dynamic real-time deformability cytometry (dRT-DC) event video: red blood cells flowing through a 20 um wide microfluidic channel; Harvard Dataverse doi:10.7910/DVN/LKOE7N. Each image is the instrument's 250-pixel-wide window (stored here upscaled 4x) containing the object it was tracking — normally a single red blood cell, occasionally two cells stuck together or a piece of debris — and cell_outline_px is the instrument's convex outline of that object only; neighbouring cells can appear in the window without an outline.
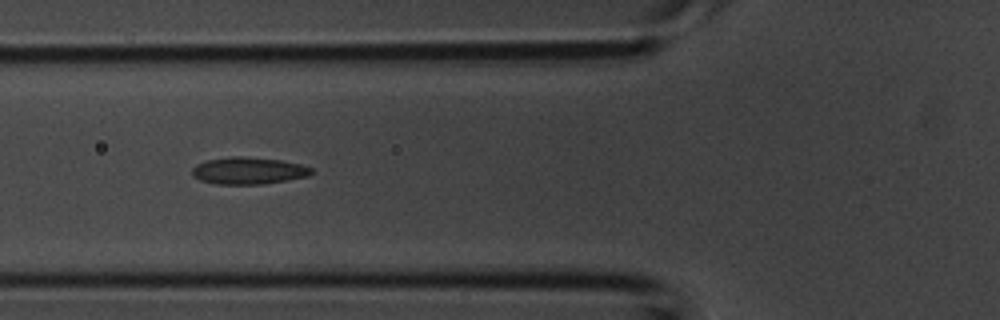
{"species": "common noctule bat (a hibernating species)", "species_latin": "Nyctalus noctula", "temperature_condition": "room temperature", "stored_images_in_passage": 7, "camera_frame_rate_fps": 3000, "um_per_image_px": 0.085, "animal": {"sex": "male", "body_mass_g": 20.1, "forearm_length_mm": 53.5}, "frame": {"image": 1, "passage_image": 6, "time_ms": 1.667, "image_size_px": [1000, 320], "cell_outline_px": [[312, 172], [308, 176], [264, 184], [216, 184], [200, 180], [192, 176], [192, 168], [196, 164], [208, 160], [232, 156], [244, 156], [280, 160], [300, 164], [312, 168]], "centroid_in_image_um": [21.09, 14.51], "position_along_channel_um": 104.7, "area_um2": 18.73}}
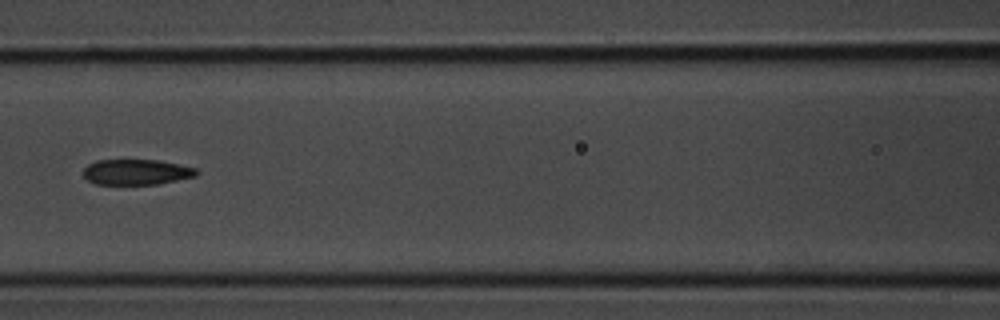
{"frame": {"image": 2, "passage_image": 7, "time_ms": 2.0, "image_size_px": [1000, 320], "cell_outline_px": [[200, 172], [196, 176], [156, 184], [96, 184], [88, 180], [84, 176], [84, 168], [88, 164], [96, 160], [160, 160], [180, 164], [196, 168]], "centroid_in_image_um": [11.62, 14.61], "position_along_channel_um": 155.0, "area_um2": 16.82}}